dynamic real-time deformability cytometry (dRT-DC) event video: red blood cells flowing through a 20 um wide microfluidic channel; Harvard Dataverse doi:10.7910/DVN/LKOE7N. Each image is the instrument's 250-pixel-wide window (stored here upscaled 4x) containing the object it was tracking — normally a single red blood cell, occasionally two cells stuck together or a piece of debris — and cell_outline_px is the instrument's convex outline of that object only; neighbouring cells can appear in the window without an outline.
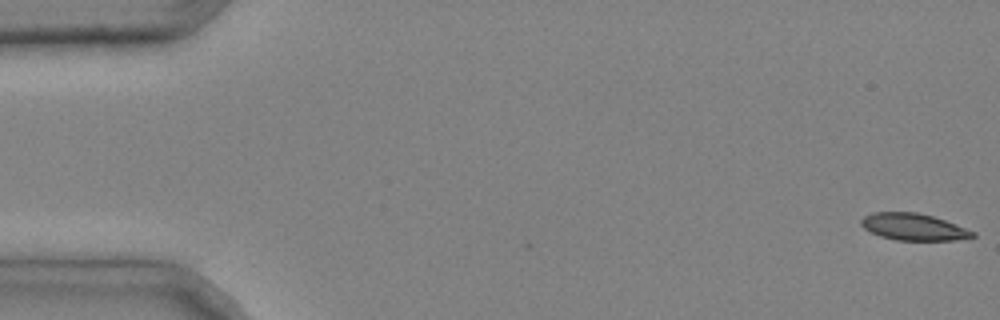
{"species": "common noctule bat (a hibernating species)", "species_latin": "Nyctalus noctula", "temperature_condition": "cold", "stored_images_in_passage": 6, "camera_frame_rate_fps": 3000, "um_per_image_px": 0.085, "animal": {"sex": "male", "body_mass_g": 20.4}, "frame": {"image": 1, "passage_image": 1, "time_ms": 0.0, "image_size_px": [1000, 320], "cell_outline_px": [[976, 236], [956, 240], [896, 240], [880, 236], [864, 228], [860, 224], [860, 220], [864, 216], [872, 212], [916, 212], [932, 216], [944, 220], [976, 232]], "centroid_in_image_um": [77.63, 19.28], "position_along_channel_um": 7.4, "area_um2": 17.34}}
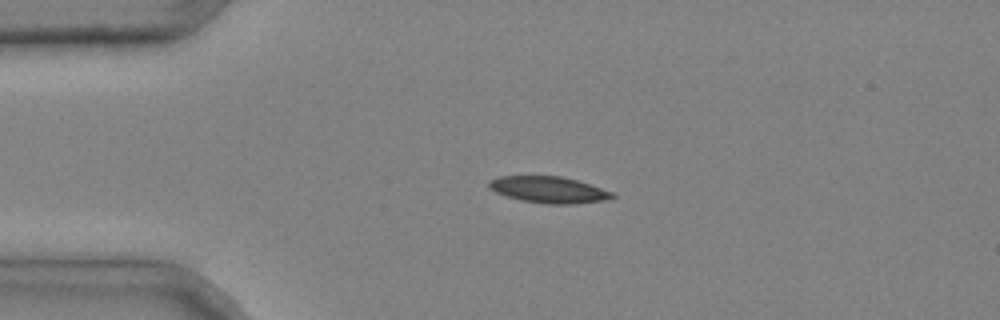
{"frame": {"image": 2, "passage_image": 4, "time_ms": 1.0, "image_size_px": [1000, 320], "cell_outline_px": [[616, 196], [604, 200], [572, 204], [548, 204], [520, 200], [496, 192], [488, 188], [488, 180], [500, 176], [560, 176], [576, 180], [612, 192]], "centroid_in_image_um": [46.59, 16.12], "position_along_channel_um": 38.4, "area_um2": 18.79}}